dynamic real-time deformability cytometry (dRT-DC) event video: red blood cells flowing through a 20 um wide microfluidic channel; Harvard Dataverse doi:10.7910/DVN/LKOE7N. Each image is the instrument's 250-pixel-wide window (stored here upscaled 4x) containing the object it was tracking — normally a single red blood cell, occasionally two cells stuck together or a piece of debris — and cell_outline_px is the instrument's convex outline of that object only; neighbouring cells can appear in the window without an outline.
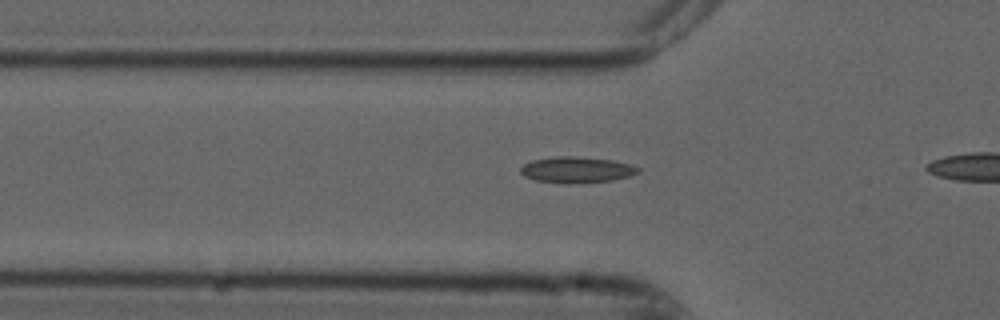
{"species": "common noctule bat (a hibernating species)", "species_latin": "Nyctalus noctula", "temperature_condition": "cold", "stored_images_in_passage": 16, "camera_frame_rate_fps": 3000, "um_per_image_px": 0.085, "animal": {"sex": "male", "forearm_length_mm": 52.5}, "frame": {"image": 1, "passage_image": 10, "time_ms": 3.0, "image_size_px": [1000, 320], "cell_outline_px": [[640, 172], [632, 176], [612, 180], [576, 184], [564, 184], [536, 180], [524, 176], [520, 172], [520, 168], [524, 164], [532, 160], [556, 156], [576, 156], [612, 160], [632, 164], [640, 168]], "centroid_in_image_um": [49.04, 14.44], "position_along_channel_um": 76.8, "area_um2": 18.15}}
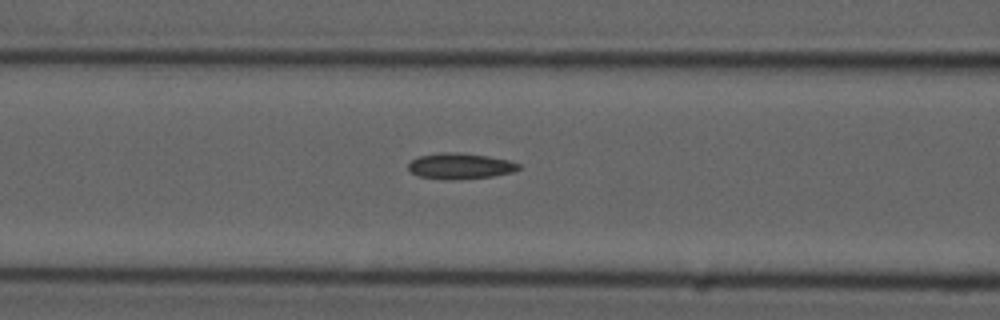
{"frame": {"image": 2, "passage_image": 14, "time_ms": 4.333, "image_size_px": [1000, 320], "cell_outline_px": [[520, 168], [512, 172], [492, 176], [448, 180], [444, 180], [420, 176], [412, 172], [408, 168], [408, 164], [412, 160], [420, 156], [440, 152], [456, 152], [488, 156], [508, 160], [520, 164]], "centroid_in_image_um": [39.11, 14.11], "position_along_channel_um": 127.5, "area_um2": 16.47}}